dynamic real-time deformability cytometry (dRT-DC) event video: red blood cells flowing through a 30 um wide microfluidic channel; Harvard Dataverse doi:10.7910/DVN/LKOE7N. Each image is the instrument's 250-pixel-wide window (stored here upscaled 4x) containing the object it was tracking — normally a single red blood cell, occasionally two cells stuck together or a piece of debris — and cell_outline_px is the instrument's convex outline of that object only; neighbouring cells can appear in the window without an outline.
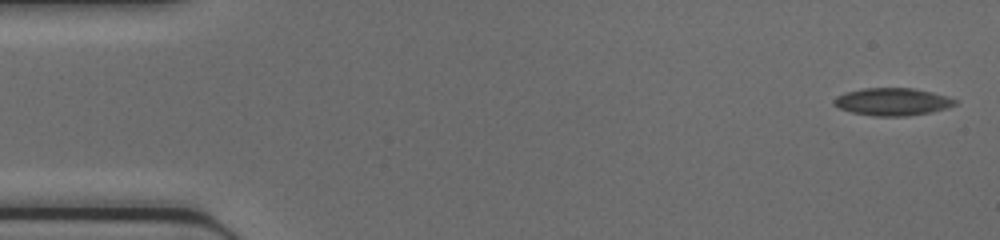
{"species": "common noctule bat (a hibernating species)", "species_latin": "Nyctalus noctula", "temperature_condition": "cold", "stored_images_in_passage": 9, "camera_frame_rate_fps": 3000, "um_per_image_px": 0.085, "animal": {"sex": "female", "body_mass_g": 17.0, "forearm_length_mm": 48.0}, "frame": {"image": 1, "passage_image": 1, "time_ms": 0.0, "image_size_px": [1000, 240], "cell_outline_px": [[956, 104], [948, 108], [932, 112], [908, 116], [872, 116], [852, 112], [840, 108], [832, 104], [832, 100], [836, 96], [844, 92], [864, 88], [912, 88], [932, 92], [948, 96], [956, 100]], "centroid_in_image_um": [75.84, 8.65], "position_along_channel_um": 9.2, "area_um2": 19.59}}